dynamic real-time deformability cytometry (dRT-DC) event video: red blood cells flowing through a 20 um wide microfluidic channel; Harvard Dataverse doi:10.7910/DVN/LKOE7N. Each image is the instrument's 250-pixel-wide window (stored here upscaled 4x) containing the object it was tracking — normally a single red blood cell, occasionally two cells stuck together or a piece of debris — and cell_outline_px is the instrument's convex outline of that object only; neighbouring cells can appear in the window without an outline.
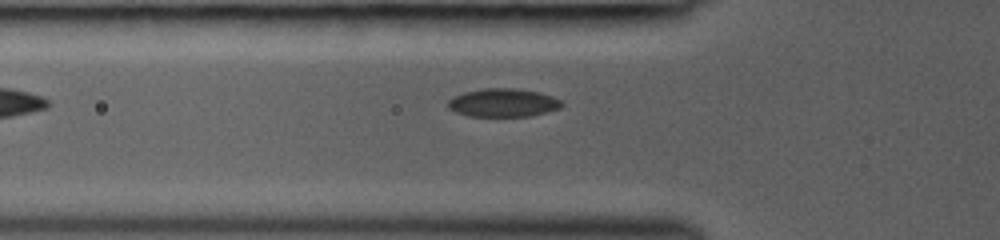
{"species": "common noctule bat (a hibernating species)", "species_latin": "Nyctalus noctula", "temperature_condition": "room temperature", "stored_images_in_passage": 7, "camera_frame_rate_fps": 3000, "um_per_image_px": 0.085, "animal": {"sex": "female", "body_mass_g": 19.0, "forearm_length_mm": 53.3}, "frame": {"image": 1, "passage_image": 7, "time_ms": 4.333, "image_size_px": [1000, 240], "cell_outline_px": [[564, 104], [560, 108], [532, 116], [468, 116], [456, 112], [448, 108], [448, 100], [452, 96], [464, 92], [484, 88], [516, 88], [540, 92], [552, 96], [560, 100]], "centroid_in_image_um": [42.76, 8.72], "position_along_channel_um": 83.0, "area_um2": 18.9}}